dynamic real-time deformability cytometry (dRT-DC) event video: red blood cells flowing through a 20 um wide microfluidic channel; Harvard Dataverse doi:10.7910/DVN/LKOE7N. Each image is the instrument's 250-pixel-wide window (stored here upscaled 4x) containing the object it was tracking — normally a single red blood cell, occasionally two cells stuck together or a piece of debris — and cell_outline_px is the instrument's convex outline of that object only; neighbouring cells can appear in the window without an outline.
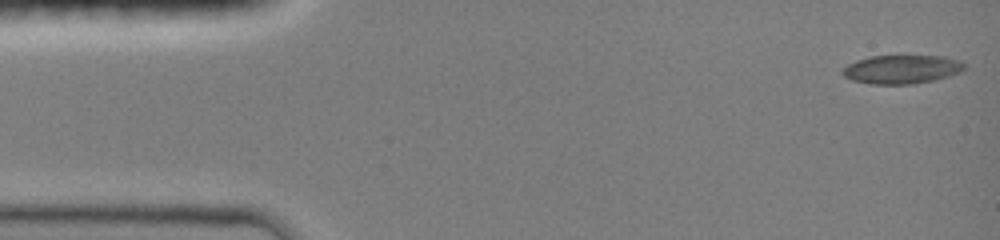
{"species": "common noctule bat (a hibernating species)", "species_latin": "Nyctalus noctula", "temperature_condition": "room temperature", "stored_images_in_passage": 47, "camera_frame_rate_fps": 3000, "um_per_image_px": 0.085, "animal": {"sex": "female", "body_mass_g": 19.0, "forearm_length_mm": 51.5}, "frame": {"image": 1, "passage_image": 1, "time_ms": 0.0, "image_size_px": [1000, 240], "cell_outline_px": [[964, 68], [960, 72], [948, 76], [932, 80], [912, 84], [872, 84], [852, 80], [844, 76], [840, 72], [848, 64], [856, 60], [872, 56], [944, 56], [960, 60], [964, 64]], "centroid_in_image_um": [76.63, 5.89], "position_along_channel_um": 8.4, "area_um2": 20.23}}
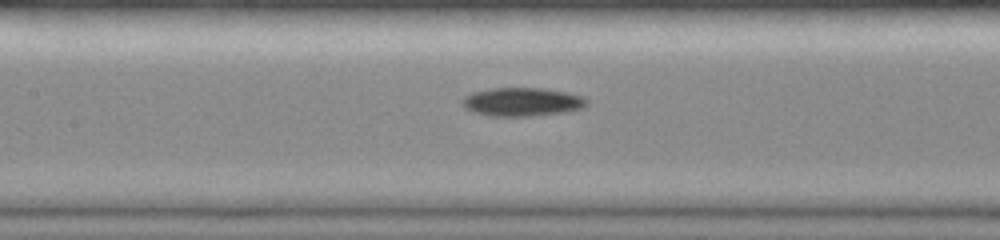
{"frame": {"image": 2, "passage_image": 21, "time_ms": 6.667, "image_size_px": [1000, 240], "cell_outline_px": [[588, 104], [584, 108], [568, 112], [528, 116], [488, 116], [472, 112], [464, 108], [460, 104], [460, 100], [464, 96], [472, 92], [488, 88], [544, 88], [568, 92], [584, 96], [588, 100]], "centroid_in_image_um": [44.37, 8.66], "position_along_channel_um": 163.0, "area_um2": 21.27}}
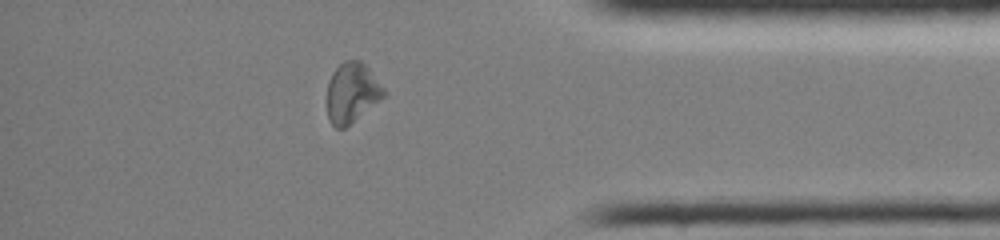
{"frame": {"image": 3, "passage_image": 40, "time_ms": 13.0, "image_size_px": [1000, 240], "cell_outline_px": [[388, 92], [384, 96], [344, 128], [336, 128], [328, 120], [328, 80], [332, 72], [344, 60], [360, 60], [368, 68]], "centroid_in_image_um": [29.91, 7.85], "position_along_channel_um": 405.3, "area_um2": 19.54}}